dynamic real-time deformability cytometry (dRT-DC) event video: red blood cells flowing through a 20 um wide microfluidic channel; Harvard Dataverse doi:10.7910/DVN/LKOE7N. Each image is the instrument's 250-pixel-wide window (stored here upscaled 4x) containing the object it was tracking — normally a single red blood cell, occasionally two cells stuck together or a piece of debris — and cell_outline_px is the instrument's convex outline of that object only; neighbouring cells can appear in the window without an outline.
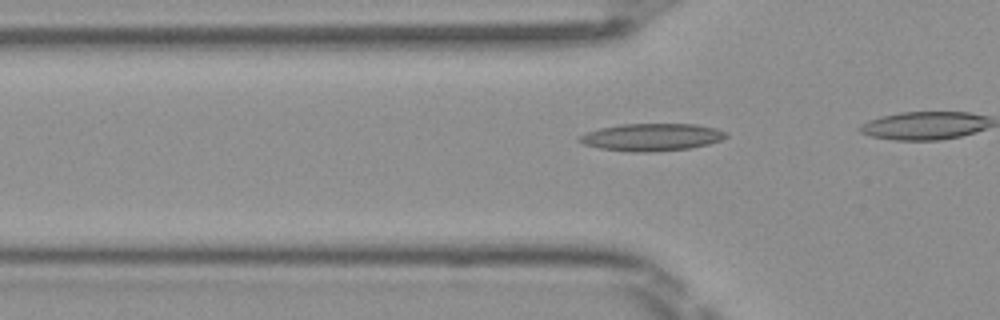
{"species": "Egyptian fruit bat (a non-hibernating species)", "species_latin": "Rousettus aegyptiacus", "temperature_condition": "room temperature", "stored_images_in_passage": 18, "camera_frame_rate_fps": 3000, "um_per_image_px": 0.085, "frame": {"image": 1, "passage_image": 13, "time_ms": 4.0, "image_size_px": [1000, 320], "cell_outline_px": [[728, 136], [720, 140], [708, 144], [688, 148], [648, 152], [628, 152], [600, 148], [584, 144], [576, 140], [584, 132], [600, 128], [620, 124], [696, 124], [716, 128], [728, 132]], "centroid_in_image_um": [55.37, 11.65], "position_along_channel_um": 70.4, "area_um2": 23.47}}